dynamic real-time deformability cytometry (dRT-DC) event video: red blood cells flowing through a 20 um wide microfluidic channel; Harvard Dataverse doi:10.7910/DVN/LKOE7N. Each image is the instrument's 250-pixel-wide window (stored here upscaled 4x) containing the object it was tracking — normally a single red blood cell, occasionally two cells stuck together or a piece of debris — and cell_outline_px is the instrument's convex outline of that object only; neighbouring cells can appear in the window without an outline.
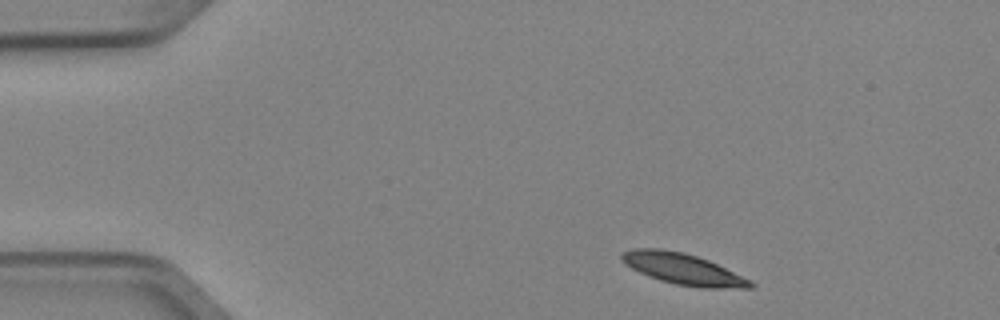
{"species": "Egyptian fruit bat (a non-hibernating species)", "species_latin": "Rousettus aegyptiacus", "temperature_condition": "cold", "stored_images_in_passage": 3, "camera_frame_rate_fps": 3000, "um_per_image_px": 0.085, "animal": {"sex": "female"}, "frame": {"image": 1, "passage_image": 1, "time_ms": 0.0, "image_size_px": [1000, 320], "cell_outline_px": [[756, 288], [700, 288], [676, 284], [660, 280], [648, 276], [624, 264], [620, 260], [620, 256], [624, 252], [632, 248], [660, 248], [684, 252], [708, 260], [756, 284]], "centroid_in_image_um": [58.01, 22.86], "position_along_channel_um": 27.0, "area_um2": 23.18}}